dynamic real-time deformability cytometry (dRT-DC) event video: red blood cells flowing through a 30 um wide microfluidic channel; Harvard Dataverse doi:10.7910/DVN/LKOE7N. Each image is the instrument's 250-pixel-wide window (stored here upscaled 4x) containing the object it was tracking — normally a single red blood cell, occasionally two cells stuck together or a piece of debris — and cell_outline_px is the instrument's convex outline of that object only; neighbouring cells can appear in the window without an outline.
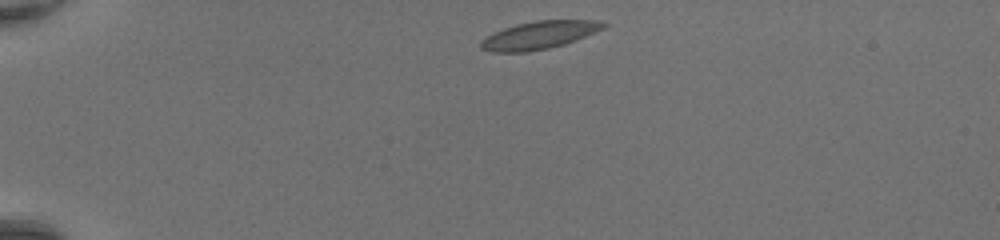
{"species": "common noctule bat (a hibernating species)", "species_latin": "Nyctalus noctula", "temperature_condition": "room temperature", "stored_images_in_passage": 38, "camera_frame_rate_fps": 3000, "um_per_image_px": 0.085, "animal": {"sex": "female", "body_mass_g": 20.0, "forearm_length_mm": 54.0}, "frame": {"image": 1, "passage_image": 1, "time_ms": 0.0, "image_size_px": [1000, 240], "cell_outline_px": [[608, 24], [604, 28], [576, 40], [564, 44], [548, 48], [528, 52], [492, 52], [480, 48], [480, 40], [492, 32], [516, 24], [536, 20], [596, 20]], "centroid_in_image_um": [45.79, 2.98], "position_along_channel_um": 39.2, "area_um2": 19.94}}
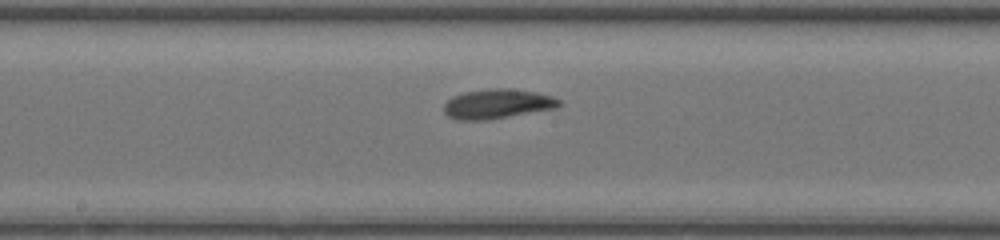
{"frame": {"image": 2, "passage_image": 17, "time_ms": 5.333, "image_size_px": [1000, 240], "cell_outline_px": [[560, 104], [556, 108], [488, 120], [456, 120], [448, 116], [444, 112], [444, 104], [452, 96], [464, 92], [492, 88], [512, 88], [536, 92], [552, 96], [560, 100]], "centroid_in_image_um": [42.26, 8.83], "position_along_channel_um": 205.9, "area_um2": 19.94}}
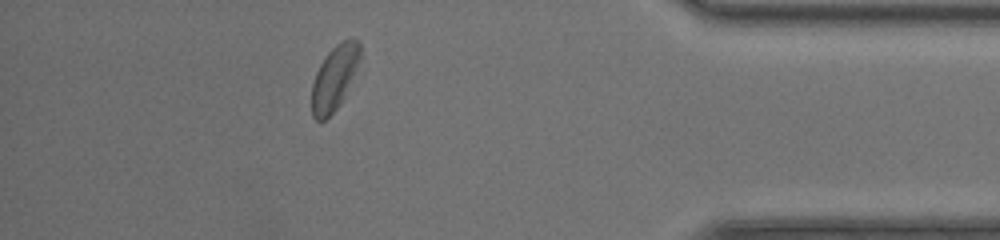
{"frame": {"image": 3, "passage_image": 33, "time_ms": 10.667, "image_size_px": [1000, 240], "cell_outline_px": [[360, 56], [344, 92], [336, 108], [324, 120], [316, 120], [312, 116], [312, 84], [316, 72], [320, 64], [328, 52], [336, 44], [352, 36], [360, 44]], "centroid_in_image_um": [28.38, 6.57], "position_along_channel_um": 406.8, "area_um2": 17.28}, "authors_computed_cell_mechanics": {"area_um2": 19.7098, "velocity_mm_per_s": 4.3527, "shape_relaxation_time_tau1_ms": 3.693, "shape_relaxation_time_tau2_ms": 1.6685, "deformation_change_tau1": 0.1262, "deformation_change_tau2": 0.0696}}